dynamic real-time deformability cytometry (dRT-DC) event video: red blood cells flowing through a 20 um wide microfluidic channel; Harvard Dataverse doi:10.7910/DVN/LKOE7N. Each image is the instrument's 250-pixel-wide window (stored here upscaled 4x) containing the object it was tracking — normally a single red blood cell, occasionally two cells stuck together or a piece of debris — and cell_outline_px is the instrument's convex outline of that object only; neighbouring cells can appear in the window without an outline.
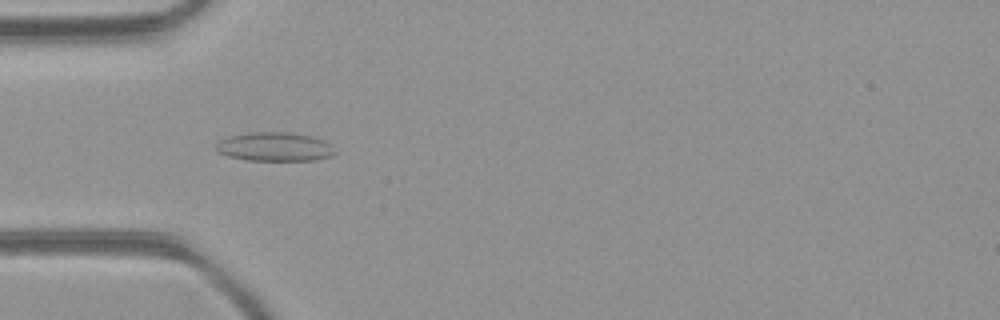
{"species": "common noctule bat (a hibernating species)", "species_latin": "Nyctalus noctula", "temperature_condition": "room temperature", "stored_images_in_passage": 48, "camera_frame_rate_fps": 3000, "um_per_image_px": 0.085, "animal": {"sex": "female", "body_mass_g": 21.9}, "frame": {"image": 1, "passage_image": 15, "time_ms": 4.667, "image_size_px": [1000, 320], "cell_outline_px": [[336, 152], [332, 156], [316, 160], [248, 160], [228, 156], [220, 152], [216, 148], [216, 144], [220, 140], [228, 136], [248, 132], [288, 132], [312, 136], [324, 140], [332, 144]], "centroid_in_image_um": [23.39, 12.47], "position_along_channel_um": 61.6, "area_um2": 20.11}}
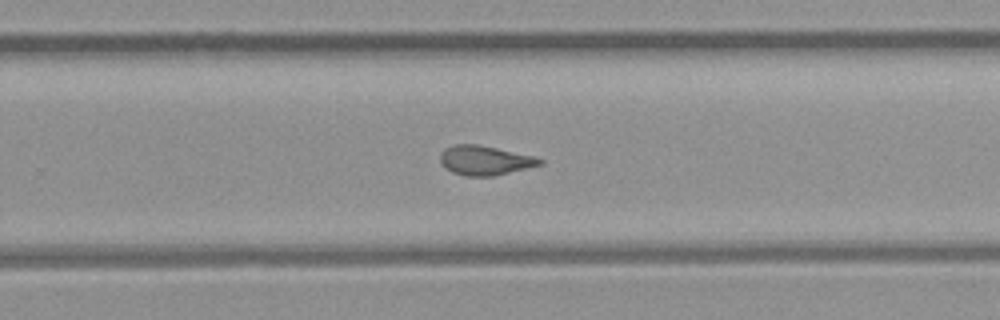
{"frame": {"image": 2, "passage_image": 31, "time_ms": 10.0, "image_size_px": [1000, 320], "cell_outline_px": [[544, 164], [492, 176], [468, 176], [452, 172], [440, 160], [440, 152], [444, 148], [452, 144], [476, 144], [536, 156], [544, 160]], "centroid_in_image_um": [41.24, 13.61], "position_along_channel_um": 288.6, "area_um2": 16.99}}
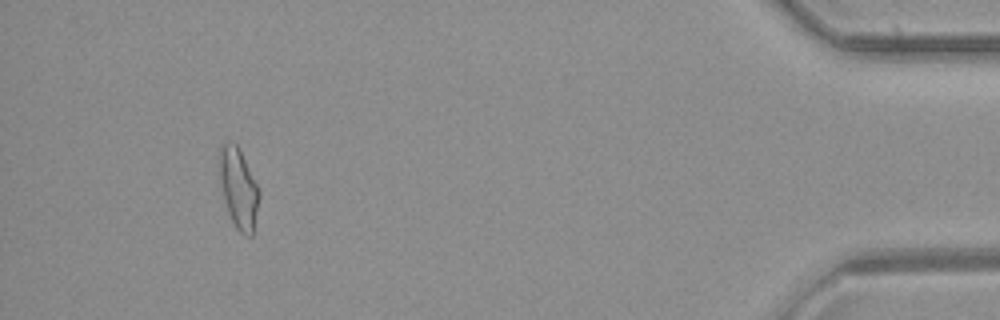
{"frame": {"image": 3, "passage_image": 45, "time_ms": 14.667, "image_size_px": [1000, 320], "cell_outline_px": [[260, 196], [252, 236], [244, 236], [236, 228], [228, 212], [224, 200], [220, 180], [220, 144], [224, 140], [228, 140], [236, 144], [260, 192]], "centroid_in_image_um": [20.26, 16.02], "position_along_channel_um": 414.9, "area_um2": 18.21}, "authors_computed_cell_mechanics": {"area_um2": 17.8602, "velocity_mm_per_s": 4.2817, "shape_relaxation_time_tau1_ms": null, "shape_relaxation_time_tau2_ms": 2.2242, "deformation_change_tau1": null, "deformation_change_tau2": 0.1008}}